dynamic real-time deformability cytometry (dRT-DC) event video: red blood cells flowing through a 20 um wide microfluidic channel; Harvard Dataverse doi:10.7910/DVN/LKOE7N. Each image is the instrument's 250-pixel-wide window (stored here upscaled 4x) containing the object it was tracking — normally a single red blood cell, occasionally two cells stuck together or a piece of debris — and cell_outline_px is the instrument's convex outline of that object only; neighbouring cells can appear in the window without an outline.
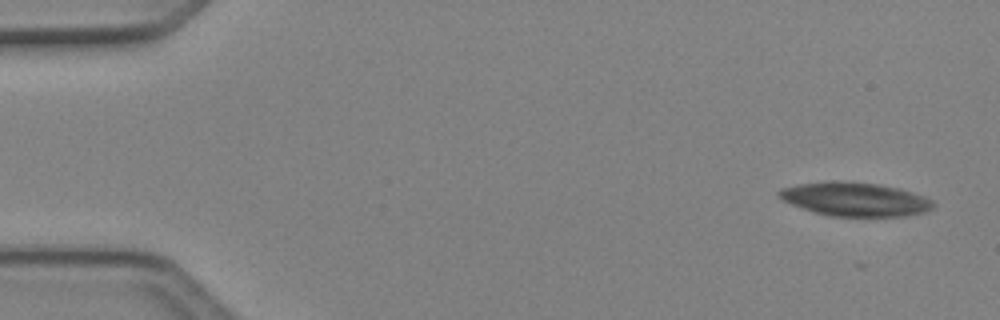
{"species": "Egyptian fruit bat (a non-hibernating species)", "species_latin": "Rousettus aegyptiacus", "temperature_condition": "cold", "stored_images_in_passage": 3, "camera_frame_rate_fps": 3000, "um_per_image_px": 0.085, "animal": {"sex": "female"}, "frame": {"image": 1, "passage_image": 1, "time_ms": 0.0, "image_size_px": [1000, 320], "cell_outline_px": [[936, 204], [932, 208], [924, 212], [908, 216], [832, 216], [816, 212], [780, 200], [776, 196], [776, 192], [780, 188], [800, 184], [832, 180], [852, 180], [880, 184], [900, 188], [924, 196], [932, 200]], "centroid_in_image_um": [72.67, 16.91], "position_along_channel_um": 12.3, "area_um2": 30.75}}